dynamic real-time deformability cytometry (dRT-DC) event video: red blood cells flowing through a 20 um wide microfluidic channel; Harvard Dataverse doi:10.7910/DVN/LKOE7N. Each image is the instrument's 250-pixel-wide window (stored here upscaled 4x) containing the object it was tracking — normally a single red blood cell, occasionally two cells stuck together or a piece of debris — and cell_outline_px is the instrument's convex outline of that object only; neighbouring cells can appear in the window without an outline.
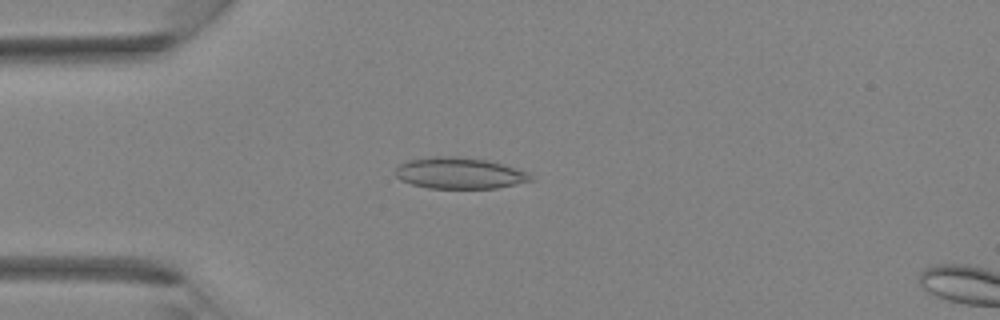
{"species": "Egyptian fruit bat (a non-hibernating species)", "species_latin": "Rousettus aegyptiacus", "temperature_condition": "room temperature", "stored_images_in_passage": 27, "camera_frame_rate_fps": 3000, "um_per_image_px": 0.085, "animal": {"sex": "female"}, "frame": {"image": 1, "passage_image": 3, "time_ms": 0.667, "image_size_px": [1000, 320], "cell_outline_px": [[536, 180], [496, 188], [428, 188], [412, 184], [400, 180], [396, 176], [396, 168], [400, 164], [408, 160], [432, 156], [460, 156], [488, 160], [504, 164], [528, 172]], "centroid_in_image_um": [39.08, 14.71], "position_along_channel_um": 45.9, "area_um2": 24.85}}
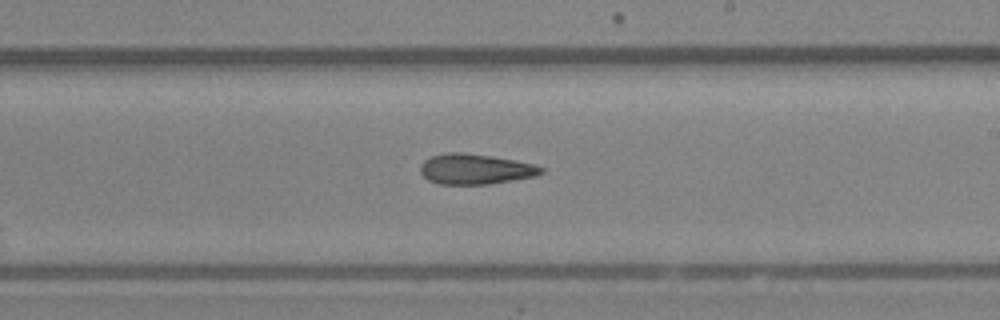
{"frame": {"image": 2, "passage_image": 15, "time_ms": 4.667, "image_size_px": [1000, 320], "cell_outline_px": [[544, 172], [536, 176], [488, 184], [440, 184], [428, 180], [420, 172], [420, 164], [424, 160], [432, 156], [448, 152], [460, 152], [488, 156], [512, 160], [532, 164], [544, 168]], "centroid_in_image_um": [40.37, 14.38], "position_along_channel_um": 248.6, "area_um2": 21.1}}
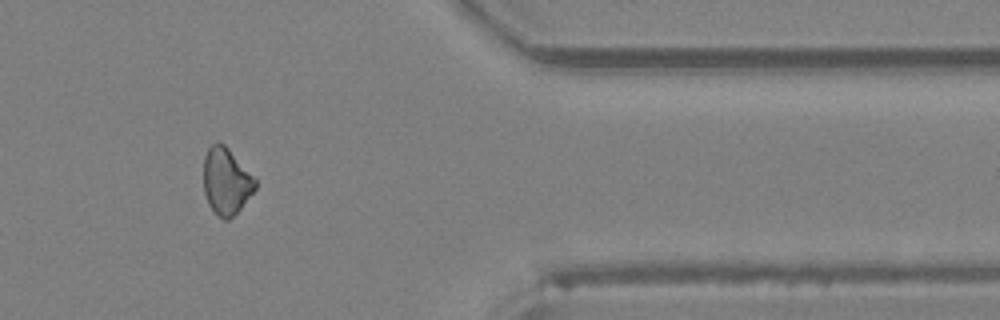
{"frame": {"image": 3, "passage_image": 24, "time_ms": 7.667, "image_size_px": [1000, 320], "cell_outline_px": [[256, 188], [240, 208], [228, 220], [224, 220], [216, 216], [208, 204], [204, 192], [204, 156], [208, 148], [216, 140], [224, 144], [228, 148], [256, 180]], "centroid_in_image_um": [19.2, 15.41], "position_along_channel_um": 392.2, "area_um2": 19.94}}